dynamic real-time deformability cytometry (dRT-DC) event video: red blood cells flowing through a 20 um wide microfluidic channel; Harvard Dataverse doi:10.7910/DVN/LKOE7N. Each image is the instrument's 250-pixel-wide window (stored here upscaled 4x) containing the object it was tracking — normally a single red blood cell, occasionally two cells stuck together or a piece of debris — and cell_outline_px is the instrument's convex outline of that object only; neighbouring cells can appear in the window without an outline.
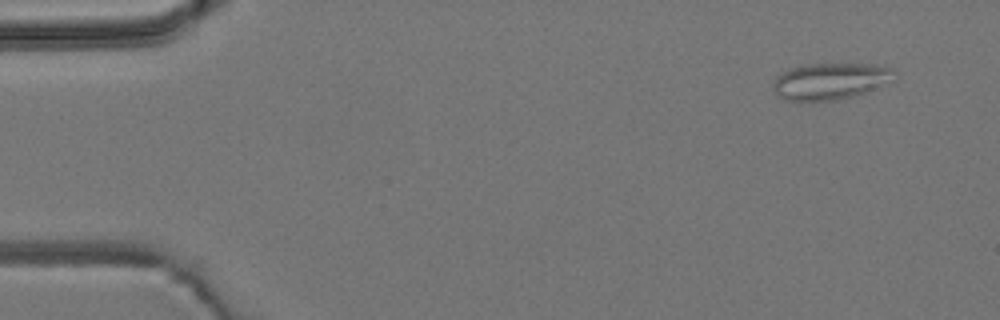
{"species": "common noctule bat (a hibernating species)", "species_latin": "Nyctalus noctula", "temperature_condition": "room temperature", "stored_images_in_passage": 6, "camera_frame_rate_fps": 3000, "um_per_image_px": 0.085, "animal": {"sex": "male", "body_mass_g": 19.2, "forearm_length_mm": 51.8}, "frame": {"image": 1, "passage_image": 1, "time_ms": 0.0, "image_size_px": [1000, 320], "cell_outline_px": [[888, 76], [864, 92], [852, 96], [836, 100], [784, 100], [776, 96], [772, 88], [772, 84], [776, 76], [788, 68], [800, 64], [876, 64], [888, 68]], "centroid_in_image_um": [70.29, 6.89], "position_along_channel_um": 14.7, "area_um2": 24.8}}
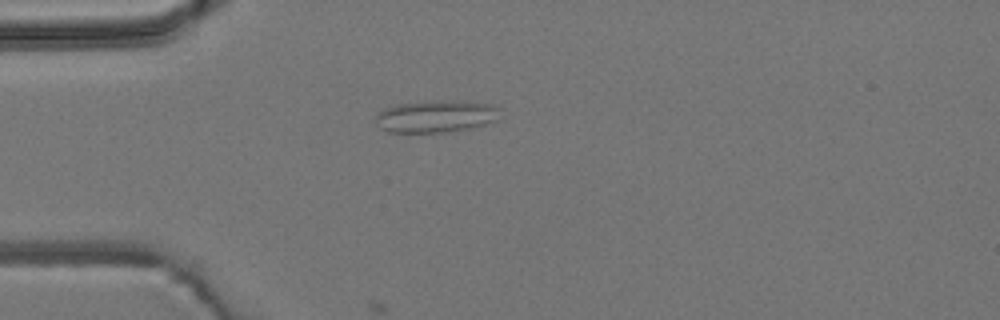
{"frame": {"image": 2, "passage_image": 4, "time_ms": 3.333, "image_size_px": [1000, 320], "cell_outline_px": [[500, 108], [496, 120], [472, 128], [448, 132], [388, 132], [380, 128], [376, 120], [376, 112], [384, 108], [396, 104], [436, 100], [440, 100], [492, 104]], "centroid_in_image_um": [37.02, 9.89], "position_along_channel_um": 48.0, "area_um2": 23.29}}